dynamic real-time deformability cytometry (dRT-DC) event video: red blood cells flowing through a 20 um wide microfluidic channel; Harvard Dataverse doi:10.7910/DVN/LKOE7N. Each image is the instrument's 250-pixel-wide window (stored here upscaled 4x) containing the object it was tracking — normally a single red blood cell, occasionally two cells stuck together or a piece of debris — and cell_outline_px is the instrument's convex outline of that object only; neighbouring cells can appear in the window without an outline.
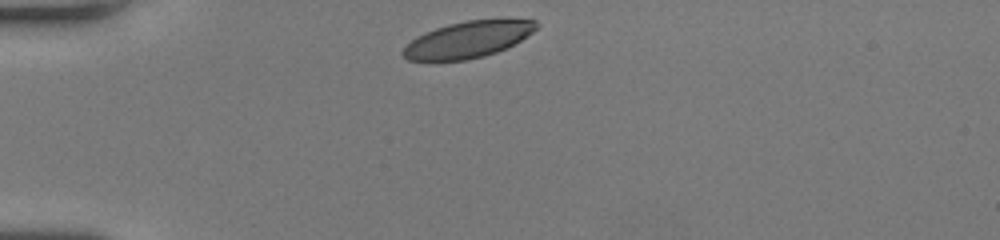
{"species": "human", "species_latin": "Homo sapiens", "temperature_condition": "room temperature", "stored_images_in_passage": 31, "camera_frame_rate_fps": 3000, "um_per_image_px": 0.085, "donor": {"sex": "female"}, "frame": {"image": 1, "passage_image": 1, "time_ms": 0.0, "image_size_px": [1000, 240], "cell_outline_px": [[536, 28], [532, 32], [520, 40], [496, 52], [484, 56], [468, 60], [408, 60], [400, 52], [416, 36], [436, 28], [448, 24], [468, 20], [536, 20]], "centroid_in_image_um": [39.73, 3.37], "position_along_channel_um": 45.3, "area_um2": 27.63}}
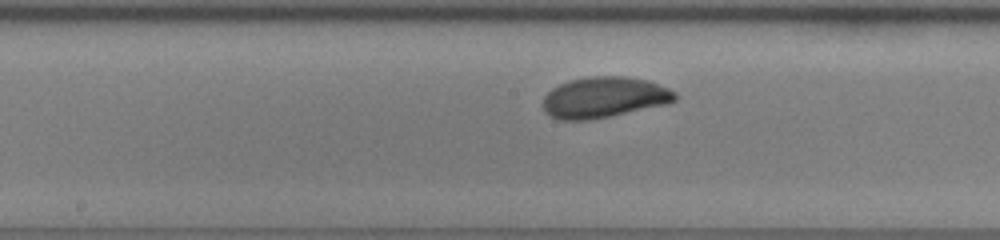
{"frame": {"image": 2, "passage_image": 15, "time_ms": 4.667, "image_size_px": [1000, 240], "cell_outline_px": [[676, 100], [668, 104], [592, 120], [556, 120], [548, 116], [544, 112], [544, 96], [552, 88], [568, 80], [588, 76], [624, 76], [648, 80], [668, 88], [676, 92]], "centroid_in_image_um": [51.33, 8.28], "position_along_channel_um": 196.9, "area_um2": 31.79}}
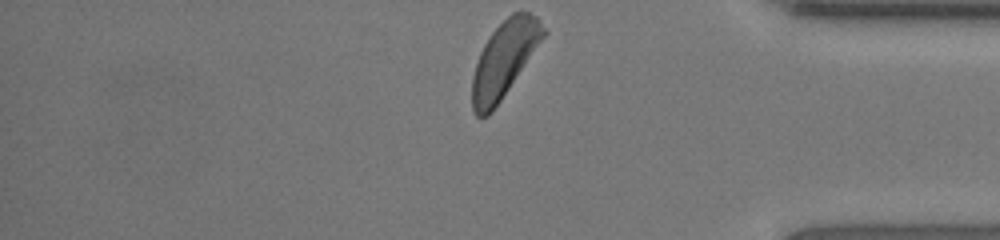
{"frame": {"image": 3, "passage_image": 31, "time_ms": 10.0, "image_size_px": [1000, 240], "cell_outline_px": [[548, 32], [492, 112], [488, 116], [476, 116], [472, 108], [472, 76], [480, 52], [484, 44], [492, 32], [512, 12], [528, 12], [536, 16], [540, 20]], "centroid_in_image_um": [42.87, 5.03], "position_along_channel_um": 392.3, "area_um2": 31.04}, "authors_computed_cell_mechanics": {"area_um2": 30.8074, "velocity_mm_per_s": 3.9882, "shape_relaxation_time_tau1_ms": 11.0627, "shape_relaxation_time_tau2_ms": null, "deformation_change_tau1": 0.3388, "deformation_change_tau2": null}}